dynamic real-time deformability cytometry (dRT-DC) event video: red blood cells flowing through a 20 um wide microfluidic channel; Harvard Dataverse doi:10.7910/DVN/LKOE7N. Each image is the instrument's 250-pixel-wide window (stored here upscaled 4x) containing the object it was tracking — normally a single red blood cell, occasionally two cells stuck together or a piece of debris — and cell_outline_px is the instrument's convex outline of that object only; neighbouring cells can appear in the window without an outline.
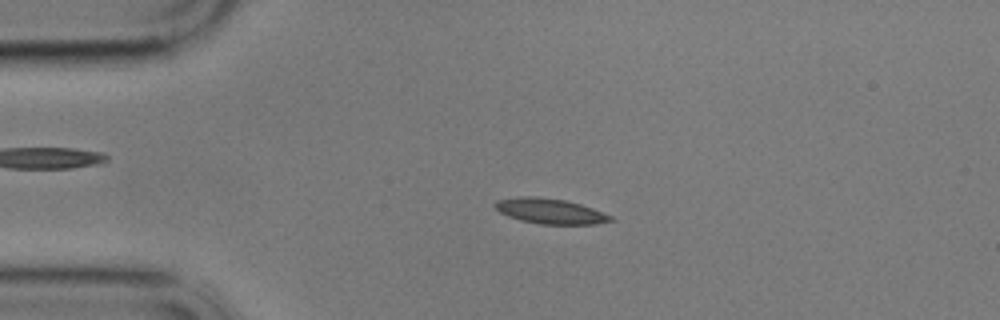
{"species": "common noctule bat (a hibernating species)", "species_latin": "Nyctalus noctula", "temperature_condition": "cold", "stored_images_in_passage": 53, "camera_frame_rate_fps": 3000, "um_per_image_px": 0.085, "animal": {"sex": "male", "body_mass_g": 17.9}, "frame": {"image": 1, "passage_image": 8, "time_ms": 2.333, "image_size_px": [1000, 320], "cell_outline_px": [[616, 220], [596, 224], [540, 224], [520, 220], [508, 216], [500, 212], [492, 204], [496, 200], [520, 196], [536, 196], [564, 200], [580, 204], [604, 212], [612, 216]], "centroid_in_image_um": [46.76, 17.94], "position_along_channel_um": 38.2, "area_um2": 17.11}}
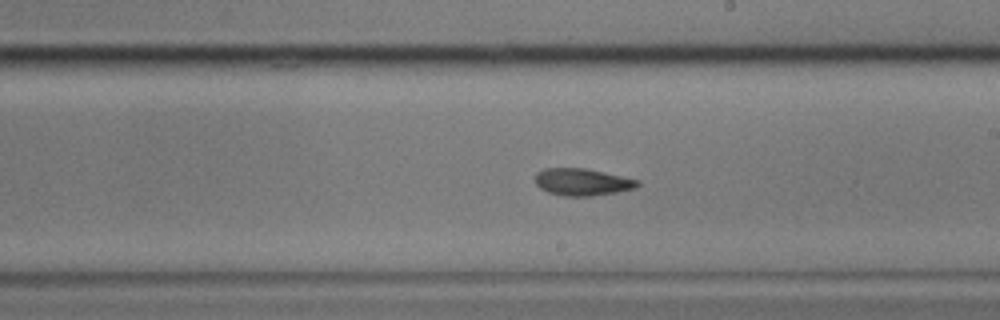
{"frame": {"image": 2, "passage_image": 28, "time_ms": 9.0, "image_size_px": [1000, 320], "cell_outline_px": [[640, 184], [636, 188], [616, 192], [592, 196], [564, 196], [548, 192], [540, 188], [536, 184], [536, 172], [544, 168], [584, 168], [640, 180]], "centroid_in_image_um": [49.49, 15.47], "position_along_channel_um": 239.5, "area_um2": 16.13}}
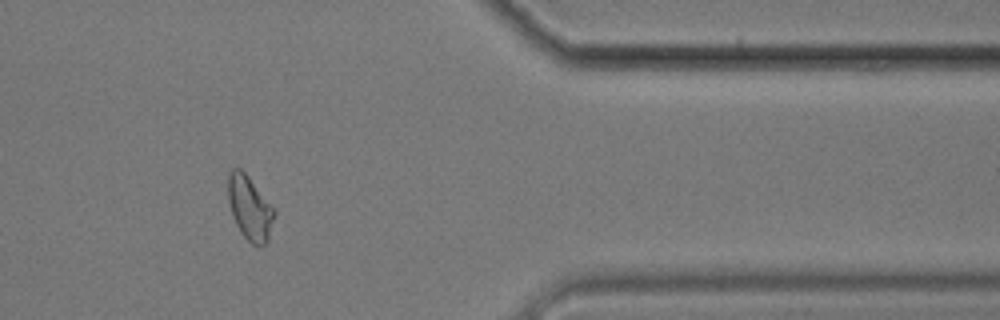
{"frame": {"image": 3, "passage_image": 43, "time_ms": 14.0, "image_size_px": [1000, 320], "cell_outline_px": [[276, 212], [268, 240], [264, 244], [252, 244], [240, 232], [232, 216], [228, 200], [228, 172], [232, 168], [240, 168], [248, 176]], "centroid_in_image_um": [21.2, 17.66], "position_along_channel_um": 390.2, "area_um2": 16.99}, "authors_computed_cell_mechanics": {"area_um2": 16.6464, "velocity_mm_per_s": 3.4519, "shape_relaxation_time_tau1_ms": 7.9298, "shape_relaxation_time_tau2_ms": null, "deformation_change_tau1": 0.1649, "deformation_change_tau2": null}}